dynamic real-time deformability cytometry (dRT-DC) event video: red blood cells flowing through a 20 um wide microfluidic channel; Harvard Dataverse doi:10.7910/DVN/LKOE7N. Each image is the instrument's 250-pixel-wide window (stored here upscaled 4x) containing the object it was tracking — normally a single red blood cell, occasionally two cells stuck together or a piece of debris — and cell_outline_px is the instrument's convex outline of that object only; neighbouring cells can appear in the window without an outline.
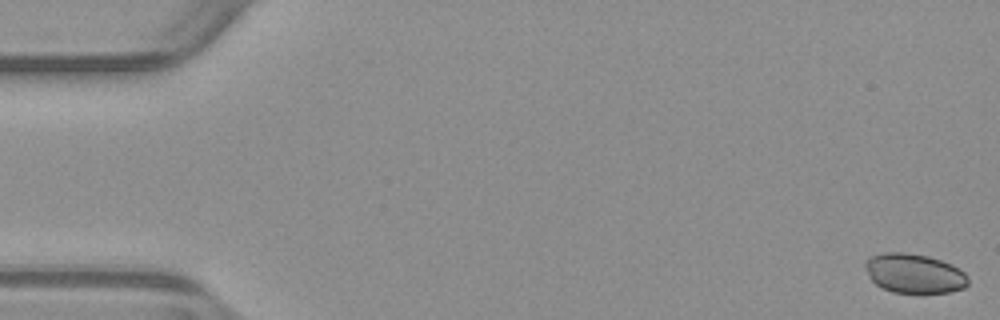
{"species": "common noctule bat (a hibernating species)", "species_latin": "Nyctalus noctula", "temperature_condition": "warm", "stored_images_in_passage": 53, "camera_frame_rate_fps": 3000, "um_per_image_px": 0.085, "animal": {"sex": "male", "body_mass_g": 23.1, "forearm_length_mm": 52.7}, "frame": {"image": 1, "passage_image": 1, "time_ms": 0.0, "image_size_px": [1000, 320], "cell_outline_px": [[968, 284], [964, 288], [948, 292], [892, 292], [876, 284], [868, 276], [864, 268], [864, 260], [872, 256], [884, 252], [904, 252], [928, 256], [952, 264], [964, 272], [968, 276]], "centroid_in_image_um": [77.69, 23.22], "position_along_channel_um": 7.3, "area_um2": 23.64}}
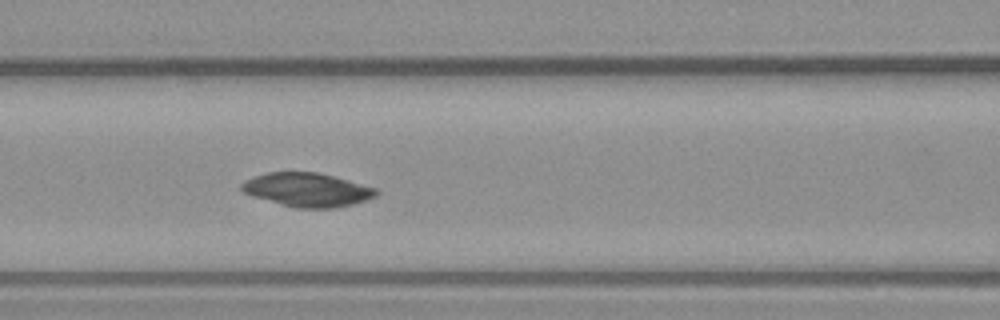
{"frame": {"image": 2, "passage_image": 23, "time_ms": 7.333, "image_size_px": [1000, 320], "cell_outline_px": [[380, 192], [376, 196], [368, 200], [336, 208], [296, 208], [252, 196], [244, 192], [240, 188], [240, 184], [244, 180], [268, 172], [316, 172], [336, 176], [376, 188]], "centroid_in_image_um": [26.14, 16.13], "position_along_channel_um": 140.5, "area_um2": 26.59}}
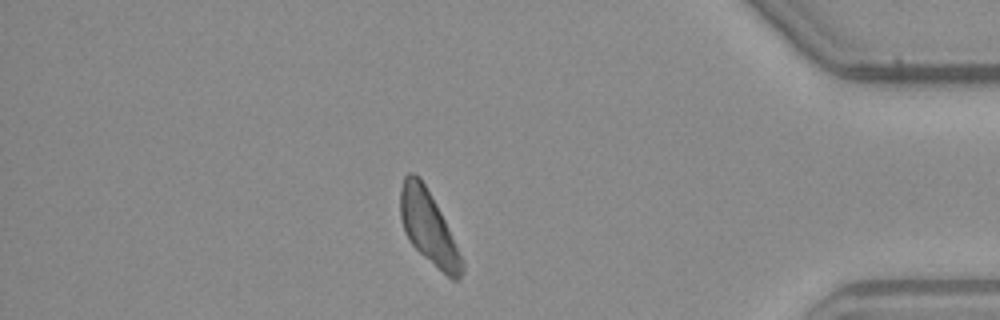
{"frame": {"image": 3, "passage_image": 46, "time_ms": 15.0, "image_size_px": [1000, 320], "cell_outline_px": [[464, 272], [460, 280], [452, 280], [424, 256], [408, 240], [404, 232], [400, 216], [400, 188], [404, 176], [408, 172], [412, 172], [420, 176], [436, 204], [464, 260]], "centroid_in_image_um": [36.42, 19.34], "position_along_channel_um": 398.8, "area_um2": 26.13}, "authors_computed_cell_mechanics": {"area_um2": 26.588, "velocity_mm_per_s": 3.8908, "shape_relaxation_time_tau1_ms": 1.323, "shape_relaxation_time_tau2_ms": 9.5552, "deformation_change_tau1": null, "deformation_change_tau2": 0.1713}}